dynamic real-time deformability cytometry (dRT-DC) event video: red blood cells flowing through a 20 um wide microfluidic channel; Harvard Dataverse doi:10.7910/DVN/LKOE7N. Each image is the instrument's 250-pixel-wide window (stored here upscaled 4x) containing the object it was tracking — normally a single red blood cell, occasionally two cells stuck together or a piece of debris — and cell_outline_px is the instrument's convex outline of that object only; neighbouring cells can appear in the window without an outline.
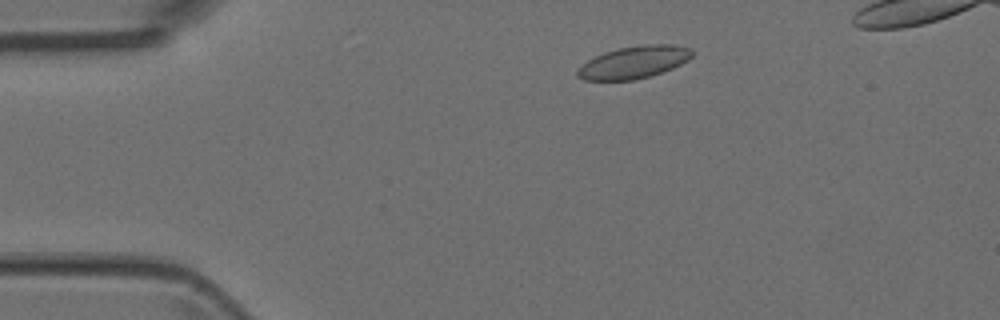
{"species": "Egyptian fruit bat (a non-hibernating species)", "species_latin": "Rousettus aegyptiacus", "temperature_condition": "room temperature", "stored_images_in_passage": 4, "camera_frame_rate_fps": 3000, "um_per_image_px": 0.085, "animal": {"sex": "female"}, "frame": {"image": 1, "passage_image": 2, "time_ms": 0.333, "image_size_px": [1000, 320], "cell_outline_px": [[692, 56], [688, 60], [672, 68], [648, 76], [632, 80], [584, 80], [576, 76], [576, 72], [588, 60], [604, 52], [620, 48], [644, 44], [672, 44], [692, 48]], "centroid_in_image_um": [53.89, 5.28], "position_along_channel_um": 31.1, "area_um2": 21.33}}